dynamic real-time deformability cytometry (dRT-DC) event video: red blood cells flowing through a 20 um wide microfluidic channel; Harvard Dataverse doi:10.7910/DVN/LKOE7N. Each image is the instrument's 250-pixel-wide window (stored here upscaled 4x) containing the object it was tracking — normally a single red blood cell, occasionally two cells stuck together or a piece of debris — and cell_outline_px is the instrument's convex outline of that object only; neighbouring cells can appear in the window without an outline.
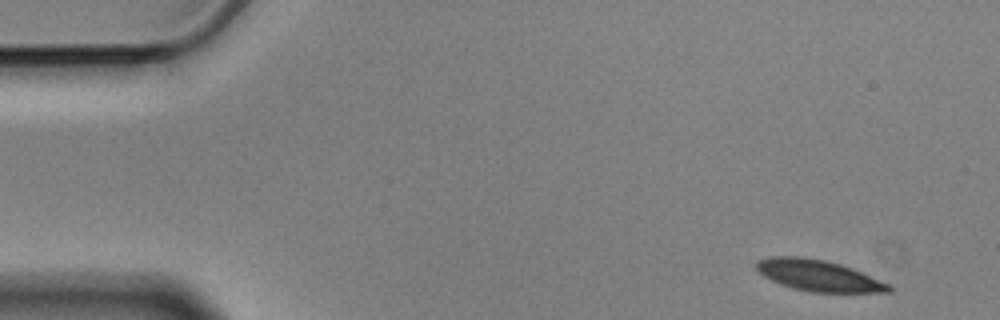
{"species": "Egyptian fruit bat (a non-hibernating species)", "species_latin": "Rousettus aegyptiacus", "temperature_condition": "cold", "stored_images_in_passage": 4, "camera_frame_rate_fps": 3000, "um_per_image_px": 0.085, "animal": {"sex": "male"}, "frame": {"image": 1, "passage_image": 4, "time_ms": 1.0, "image_size_px": [1000, 320], "cell_outline_px": [[892, 292], [812, 292], [792, 288], [780, 284], [756, 272], [756, 260], [772, 256], [804, 256], [824, 260], [840, 264], [852, 268], [892, 284]], "centroid_in_image_um": [69.57, 23.41], "position_along_channel_um": 15.4, "area_um2": 24.28}}